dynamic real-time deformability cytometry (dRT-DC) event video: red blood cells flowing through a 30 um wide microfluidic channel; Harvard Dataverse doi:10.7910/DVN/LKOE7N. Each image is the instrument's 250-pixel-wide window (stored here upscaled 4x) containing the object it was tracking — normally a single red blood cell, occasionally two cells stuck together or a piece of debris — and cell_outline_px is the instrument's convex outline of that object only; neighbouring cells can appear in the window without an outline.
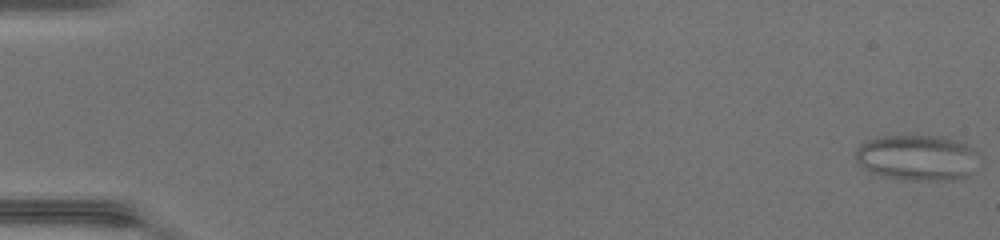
{"species": "common noctule bat (a hibernating species)", "species_latin": "Nyctalus noctula", "temperature_condition": "warm", "stored_images_in_passage": 49, "camera_frame_rate_fps": 3000, "um_per_image_px": 0.085, "animal": {"sex": "female", "body_mass_g": 17.0, "forearm_length_mm": 48.0}, "frame": {"image": 1, "passage_image": 1, "time_ms": 0.0, "image_size_px": [1000, 240], "cell_outline_px": [[984, 156], [972, 172], [968, 176], [952, 180], [904, 180], [884, 176], [872, 172], [864, 168], [856, 160], [856, 148], [860, 144], [868, 140], [880, 136], [940, 136], [956, 140], [968, 144], [976, 148]], "centroid_in_image_um": [78.07, 13.4], "position_along_channel_um": 6.9, "area_um2": 33.52}}
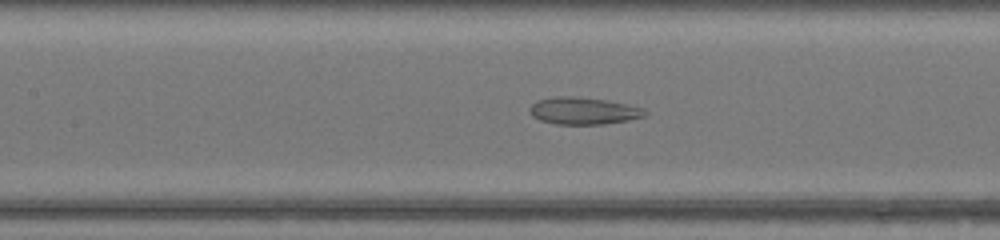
{"frame": {"image": 2, "passage_image": 24, "time_ms": 7.667, "image_size_px": [1000, 240], "cell_outline_px": [[648, 112], [644, 116], [628, 120], [604, 124], [556, 124], [540, 120], [532, 116], [528, 108], [536, 100], [556, 96], [576, 96], [604, 100], [644, 108]], "centroid_in_image_um": [49.55, 9.42], "position_along_channel_um": 157.8, "area_um2": 18.15}}
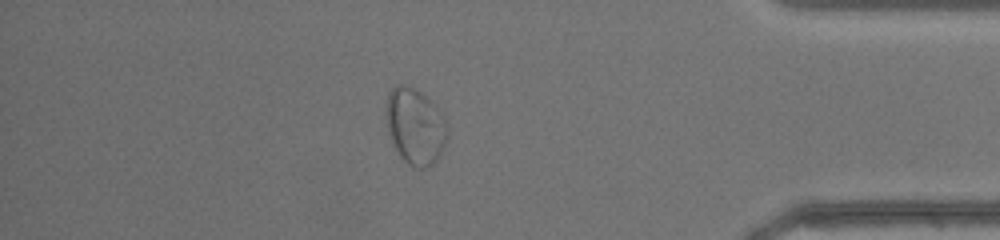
{"frame": {"image": 3, "passage_image": 43, "time_ms": 14.0, "image_size_px": [1000, 240], "cell_outline_px": [[448, 136], [444, 148], [436, 160], [428, 168], [416, 168], [408, 164], [400, 156], [388, 132], [384, 116], [384, 112], [388, 92], [396, 84], [408, 84], [428, 96], [436, 104], [448, 128]], "centroid_in_image_um": [35.28, 10.69], "position_along_channel_um": 399.9, "area_um2": 27.8}, "authors_computed_cell_mechanics": {"area_um2": 24.5072, "velocity_mm_per_s": 4.3311, "shape_relaxation_time_tau1_ms": null, "shape_relaxation_time_tau2_ms": 1.1836, "deformation_change_tau1": null, "deformation_change_tau2": 0.0741}}